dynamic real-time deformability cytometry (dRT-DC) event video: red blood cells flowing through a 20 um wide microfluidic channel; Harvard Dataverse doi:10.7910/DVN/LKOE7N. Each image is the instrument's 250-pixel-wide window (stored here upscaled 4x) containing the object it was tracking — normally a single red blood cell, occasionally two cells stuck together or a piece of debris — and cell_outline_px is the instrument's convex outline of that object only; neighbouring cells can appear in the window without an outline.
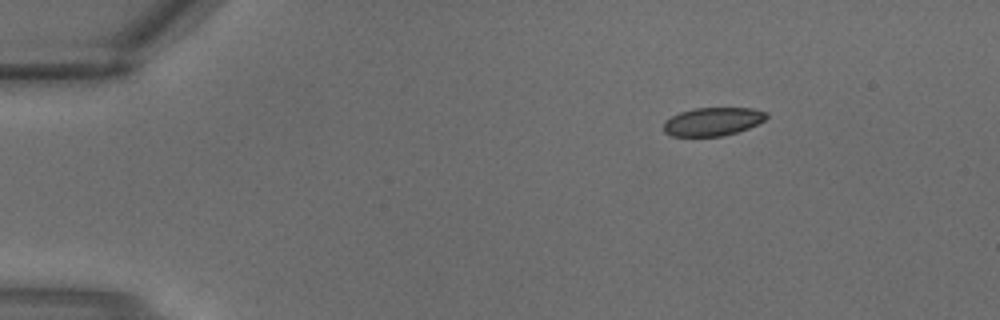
{"species": "common noctule bat (a hibernating species)", "species_latin": "Nyctalus noctula", "temperature_condition": "warm", "stored_images_in_passage": 2, "camera_frame_rate_fps": 3000, "um_per_image_px": 0.085, "animal": {"sex": "male", "body_mass_g": 18.8}, "frame": {"image": 1, "passage_image": 1, "time_ms": 0.0, "image_size_px": [1000, 320], "cell_outline_px": [[768, 116], [764, 120], [748, 128], [736, 132], [720, 136], [672, 136], [664, 132], [664, 124], [672, 116], [680, 112], [696, 108], [752, 108], [768, 112]], "centroid_in_image_um": [60.6, 10.33], "position_along_channel_um": 24.4, "area_um2": 16.76}}